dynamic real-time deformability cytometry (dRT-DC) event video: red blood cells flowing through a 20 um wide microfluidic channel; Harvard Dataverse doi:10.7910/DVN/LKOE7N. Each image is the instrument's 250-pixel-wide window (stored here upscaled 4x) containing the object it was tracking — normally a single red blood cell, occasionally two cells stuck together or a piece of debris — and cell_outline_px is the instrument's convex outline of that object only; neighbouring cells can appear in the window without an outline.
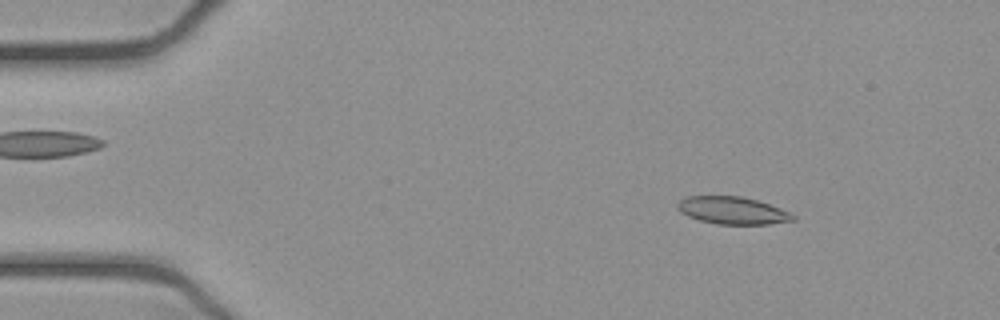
{"species": "common noctule bat (a hibernating species)", "species_latin": "Nyctalus noctula", "temperature_condition": "cold", "stored_images_in_passage": 52, "camera_frame_rate_fps": 3000, "um_per_image_px": 0.085, "animal": {"sex": "female", "body_mass_g": 21.9}, "frame": {"image": 1, "passage_image": 7, "time_ms": 2.0, "image_size_px": [1000, 320], "cell_outline_px": [[796, 220], [768, 224], [716, 224], [700, 220], [688, 216], [680, 212], [676, 208], [676, 204], [680, 200], [688, 196], [740, 196], [756, 200], [792, 212], [796, 216]], "centroid_in_image_um": [62.27, 17.89], "position_along_channel_um": 22.7, "area_um2": 18.5}}
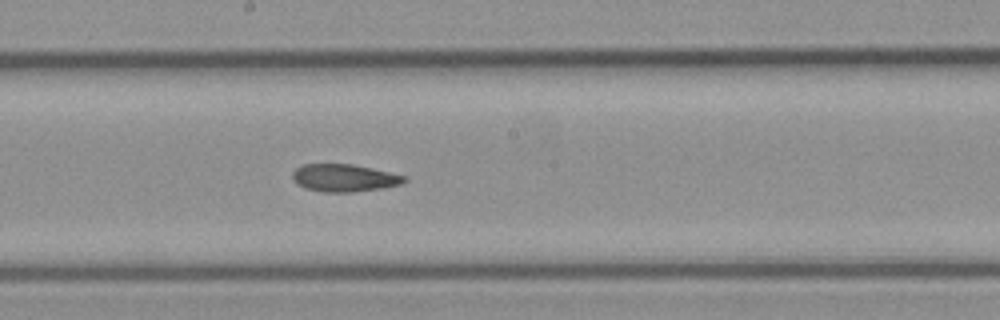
{"frame": {"image": 2, "passage_image": 28, "time_ms": 9.0, "image_size_px": [1000, 320], "cell_outline_px": [[408, 180], [400, 184], [384, 188], [352, 192], [324, 192], [304, 188], [296, 184], [292, 176], [292, 172], [296, 168], [304, 164], [352, 164], [408, 176]], "centroid_in_image_um": [29.26, 15.12], "position_along_channel_um": 218.9, "area_um2": 18.03}}
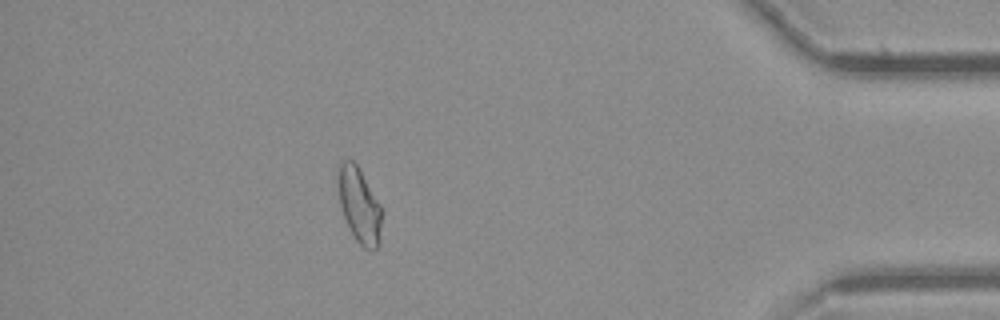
{"frame": {"image": 3, "passage_image": 46, "time_ms": 15.0, "image_size_px": [1000, 320], "cell_outline_px": [[380, 244], [376, 248], [364, 248], [356, 240], [344, 216], [340, 204], [336, 164], [340, 160], [348, 156], [356, 164], [380, 204]], "centroid_in_image_um": [30.49, 17.35], "position_along_channel_um": 404.7, "area_um2": 18.9}, "authors_computed_cell_mechanics": {"area_um2": 18.6694, "velocity_mm_per_s": 3.9065, "shape_relaxation_time_tau1_ms": null, "shape_relaxation_time_tau2_ms": 4.6966, "deformation_change_tau1": null, "deformation_change_tau2": 0.1249}}